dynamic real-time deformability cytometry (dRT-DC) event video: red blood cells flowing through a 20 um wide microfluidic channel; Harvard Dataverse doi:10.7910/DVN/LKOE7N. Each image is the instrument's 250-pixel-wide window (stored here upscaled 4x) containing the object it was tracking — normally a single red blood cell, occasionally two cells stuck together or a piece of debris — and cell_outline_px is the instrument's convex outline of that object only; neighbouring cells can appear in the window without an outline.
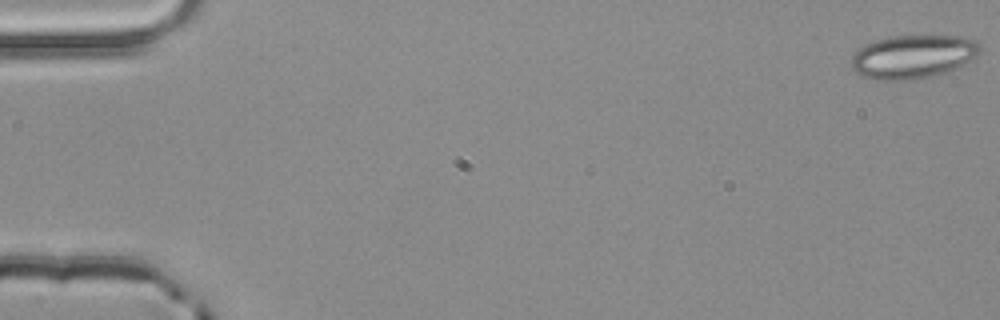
{"species": "common noctule bat (a hibernating species)", "species_latin": "Nyctalus noctula", "temperature_condition": "room temperature", "stored_images_in_passage": 4, "camera_frame_rate_fps": 3000, "um_per_image_px": 0.085, "animal": {"sex": "male", "body_mass_g": 20.4}, "frame": {"image": 1, "passage_image": 1, "time_ms": 0.0, "image_size_px": [1000, 320], "cell_outline_px": [[980, 52], [976, 56], [964, 64], [956, 68], [936, 76], [912, 80], [876, 80], [864, 76], [856, 72], [852, 68], [852, 56], [864, 44], [876, 40], [892, 36], [964, 36], [976, 40], [980, 44]], "centroid_in_image_um": [77.63, 4.82], "position_along_channel_um": 7.4, "area_um2": 32.77}}
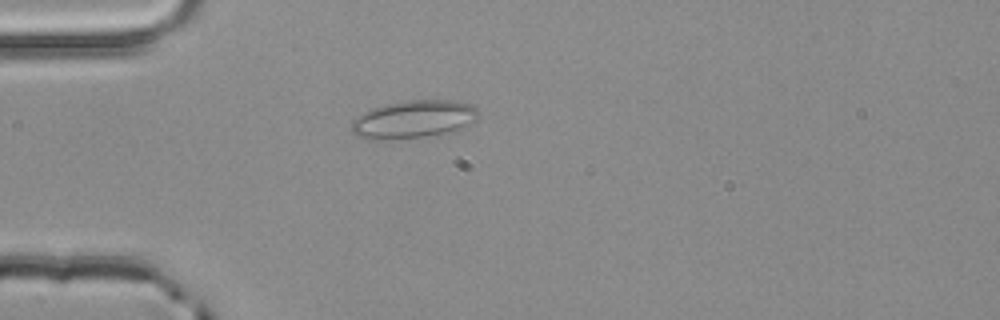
{"frame": {"image": 2, "passage_image": 4, "time_ms": 1.0, "image_size_px": [1000, 320], "cell_outline_px": [[476, 120], [460, 132], [436, 136], [372, 140], [368, 140], [352, 132], [352, 120], [356, 116], [372, 108], [388, 104], [408, 100], [452, 100], [468, 104], [476, 108]], "centroid_in_image_um": [35.19, 10.17], "position_along_channel_um": 49.8, "area_um2": 28.32}}